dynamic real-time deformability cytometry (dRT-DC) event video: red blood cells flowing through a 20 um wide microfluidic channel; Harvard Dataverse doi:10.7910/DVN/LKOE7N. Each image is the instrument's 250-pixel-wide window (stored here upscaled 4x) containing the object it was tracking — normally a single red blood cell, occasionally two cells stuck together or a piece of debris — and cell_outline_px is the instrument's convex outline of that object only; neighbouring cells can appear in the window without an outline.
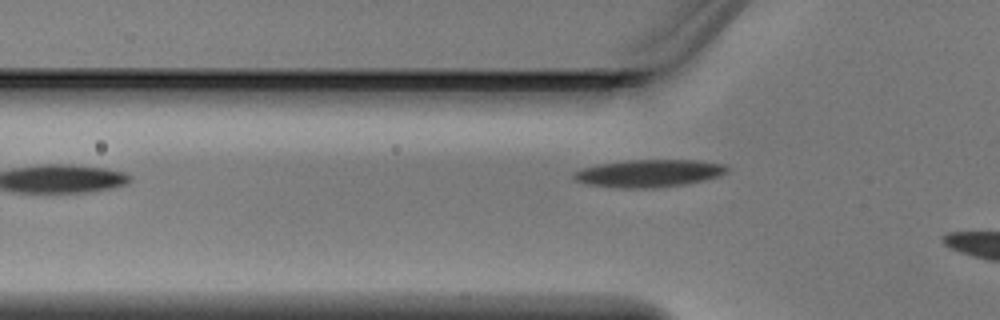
{"species": "Egyptian fruit bat (a non-hibernating species)", "species_latin": "Rousettus aegyptiacus", "temperature_condition": "warm", "stored_images_in_passage": 4, "camera_frame_rate_fps": 3000, "um_per_image_px": 0.085, "animal": {"sex": "male"}, "frame": {"image": 1, "passage_image": 3, "time_ms": 0.667, "image_size_px": [1000, 320], "cell_outline_px": [[728, 168], [720, 176], [704, 180], [684, 184], [656, 188], [616, 188], [588, 184], [572, 180], [572, 172], [596, 164], [628, 160], [696, 160], [728, 164]], "centroid_in_image_um": [55.13, 14.73], "position_along_channel_um": 70.7, "area_um2": 24.8}}